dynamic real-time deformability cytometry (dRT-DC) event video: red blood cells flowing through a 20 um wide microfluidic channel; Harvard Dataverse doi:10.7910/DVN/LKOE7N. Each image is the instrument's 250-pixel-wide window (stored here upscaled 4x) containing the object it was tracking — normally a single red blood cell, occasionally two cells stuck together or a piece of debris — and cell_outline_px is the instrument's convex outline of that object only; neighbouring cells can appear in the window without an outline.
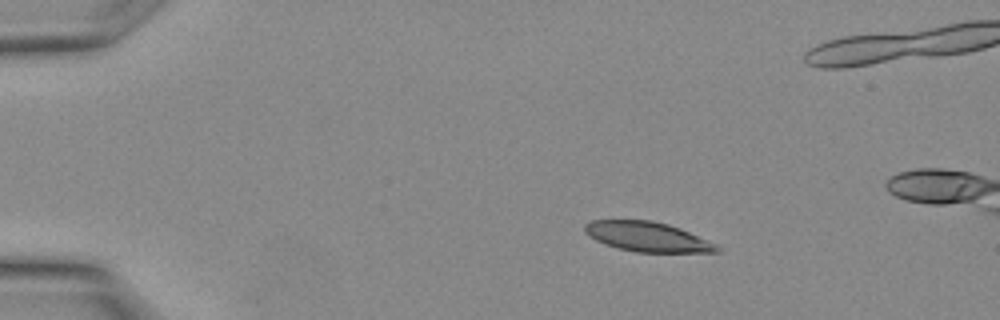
{"species": "Egyptian fruit bat (a non-hibernating species)", "species_latin": "Rousettus aegyptiacus", "temperature_condition": "warm", "stored_images_in_passage": 6, "camera_frame_rate_fps": 3000, "um_per_image_px": 0.085, "animal": {"sex": "female"}, "frame": {"image": 1, "passage_image": 1, "time_ms": 0.0, "image_size_px": [1000, 320], "cell_outline_px": [[720, 252], [636, 252], [604, 244], [588, 236], [584, 232], [584, 224], [592, 220], [652, 220], [668, 224], [680, 228], [716, 244], [720, 248]], "centroid_in_image_um": [55.0, 20.12], "position_along_channel_um": 30.0, "area_um2": 22.83}}